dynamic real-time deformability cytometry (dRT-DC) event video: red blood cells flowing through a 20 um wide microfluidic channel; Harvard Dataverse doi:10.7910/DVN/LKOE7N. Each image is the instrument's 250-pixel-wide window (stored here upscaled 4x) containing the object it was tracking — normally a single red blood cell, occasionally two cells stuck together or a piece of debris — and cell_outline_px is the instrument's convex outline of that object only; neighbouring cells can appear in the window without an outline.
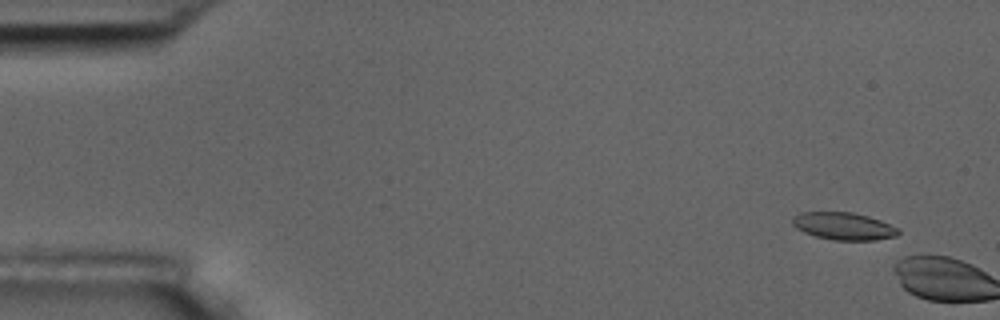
{"species": "common noctule bat (a hibernating species)", "species_latin": "Nyctalus noctula", "temperature_condition": "room temperature", "stored_images_in_passage": 2, "camera_frame_rate_fps": 3000, "um_per_image_px": 0.085, "animal": {"sex": "male", "body_mass_g": 17.5, "forearm_length_mm": 52.3}, "frame": {"image": 1, "passage_image": 1, "time_ms": 0.0, "image_size_px": [1000, 320], "cell_outline_px": [[900, 232], [896, 236], [876, 240], [832, 240], [816, 236], [804, 232], [796, 228], [792, 224], [792, 216], [800, 212], [852, 212], [868, 216], [880, 220], [900, 228]], "centroid_in_image_um": [71.71, 19.22], "position_along_channel_um": 13.3, "area_um2": 17.05}}